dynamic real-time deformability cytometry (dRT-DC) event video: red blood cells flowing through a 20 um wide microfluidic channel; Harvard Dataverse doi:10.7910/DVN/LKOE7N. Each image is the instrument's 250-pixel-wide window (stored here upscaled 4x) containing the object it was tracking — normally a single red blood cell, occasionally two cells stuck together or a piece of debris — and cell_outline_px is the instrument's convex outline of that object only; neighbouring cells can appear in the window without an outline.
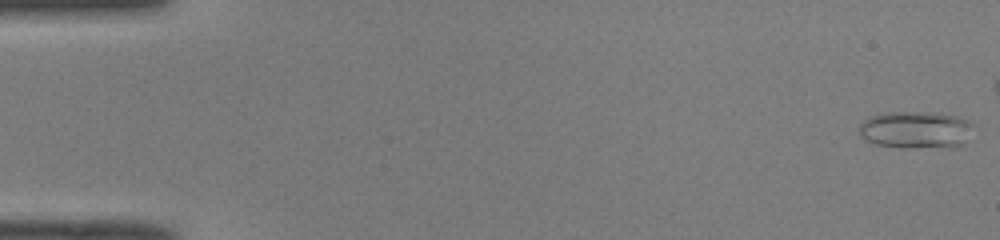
{"species": "common noctule bat (a hibernating species)", "species_latin": "Nyctalus noctula", "temperature_condition": "room temperature", "stored_images_in_passage": 44, "camera_frame_rate_fps": 3000, "um_per_image_px": 0.085, "animal": {"sex": "male", "body_mass_g": 19.0, "forearm_length_mm": 50.8}, "frame": {"image": 1, "passage_image": 1, "time_ms": 0.0, "image_size_px": [1000, 240], "cell_outline_px": [[972, 124], [960, 144], [908, 148], [904, 148], [876, 144], [860, 136], [860, 124], [864, 120], [872, 116], [888, 112], [920, 112], [956, 116]], "centroid_in_image_um": [77.7, 11.01], "position_along_channel_um": 7.3, "area_um2": 23.52}}
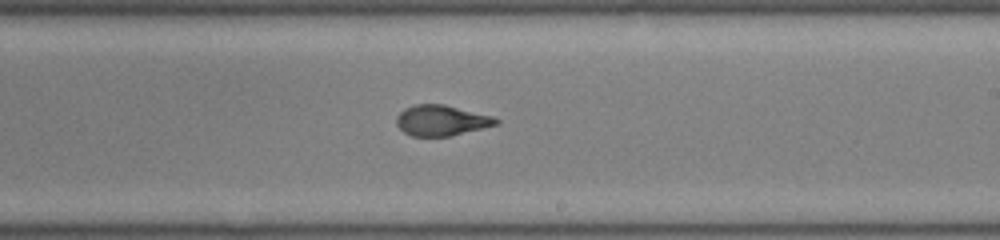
{"frame": {"image": 2, "passage_image": 30, "time_ms": 9.667, "image_size_px": [1000, 240], "cell_outline_px": [[500, 124], [448, 136], [412, 136], [404, 132], [396, 124], [396, 116], [404, 108], [416, 104], [444, 104], [492, 116], [500, 120]], "centroid_in_image_um": [37.51, 10.23], "position_along_channel_um": 251.5, "area_um2": 17.69}}
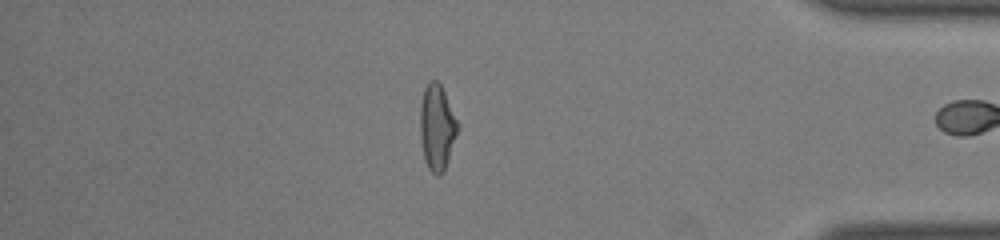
{"frame": {"image": 3, "passage_image": 43, "time_ms": 14.0, "image_size_px": [1000, 240], "cell_outline_px": [[460, 128], [444, 172], [440, 176], [436, 176], [428, 168], [424, 160], [420, 136], [420, 104], [424, 88], [428, 80], [436, 80], [440, 84], [460, 124]], "centroid_in_image_um": [37.16, 10.84], "position_along_channel_um": 398.0, "area_um2": 19.19}, "authors_computed_cell_mechanics": {"area_um2": 18.6694, "velocity_mm_per_s": 4.1208, "shape_relaxation_time_tau1_ms": 9.7867, "shape_relaxation_time_tau2_ms": 1.0579, "deformation_change_tau1": 0.2991, "deformation_change_tau2": 0.0792}}